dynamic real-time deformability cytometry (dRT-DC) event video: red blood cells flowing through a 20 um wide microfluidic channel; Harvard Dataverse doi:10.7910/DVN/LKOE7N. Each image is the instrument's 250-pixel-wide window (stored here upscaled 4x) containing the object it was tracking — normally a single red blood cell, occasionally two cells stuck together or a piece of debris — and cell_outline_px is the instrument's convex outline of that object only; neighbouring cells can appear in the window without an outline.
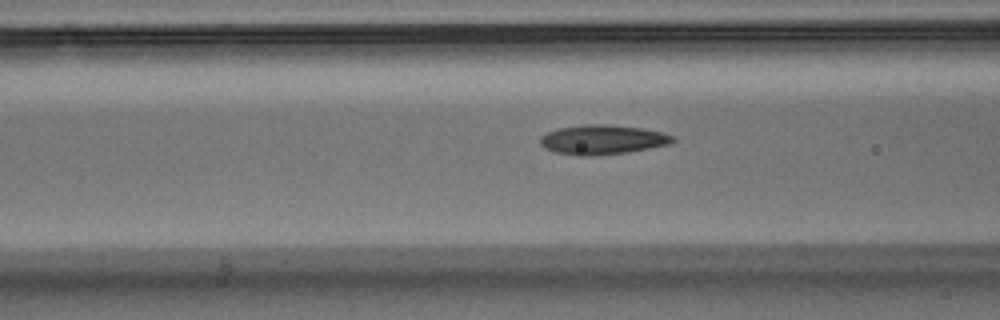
{"species": "Egyptian fruit bat (a non-hibernating species)", "species_latin": "Rousettus aegyptiacus", "temperature_condition": "warm", "stored_images_in_passage": 31, "camera_frame_rate_fps": 3000, "um_per_image_px": 0.085, "animal": {"sex": "male"}, "frame": {"image": 1, "passage_image": 11, "time_ms": 3.333, "image_size_px": [1000, 320], "cell_outline_px": [[676, 140], [672, 144], [628, 152], [596, 156], [576, 156], [556, 152], [544, 148], [540, 144], [540, 136], [548, 132], [560, 128], [584, 124], [608, 124], [640, 128], [664, 132], [676, 136]], "centroid_in_image_um": [51.25, 11.88], "position_along_channel_um": 115.3, "area_um2": 23.12}}
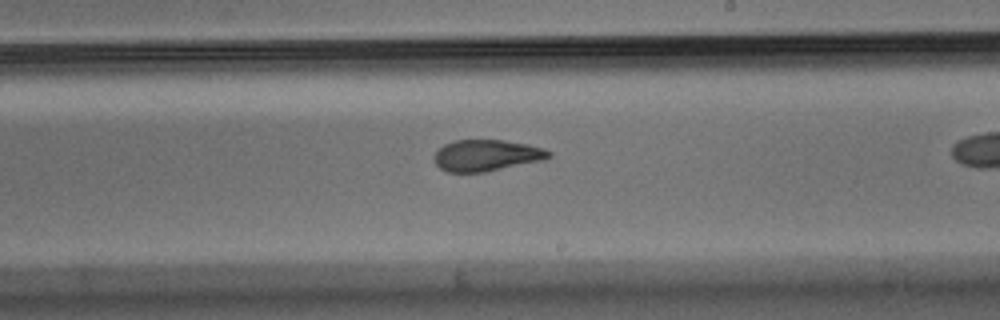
{"frame": {"image": 2, "passage_image": 21, "time_ms": 6.667, "image_size_px": [1000, 320], "cell_outline_px": [[552, 156], [544, 160], [484, 172], [448, 172], [440, 168], [436, 164], [432, 156], [444, 144], [456, 140], [504, 140], [528, 144], [544, 148], [552, 152]], "centroid_in_image_um": [41.37, 13.2], "position_along_channel_um": 247.6, "area_um2": 21.04}}
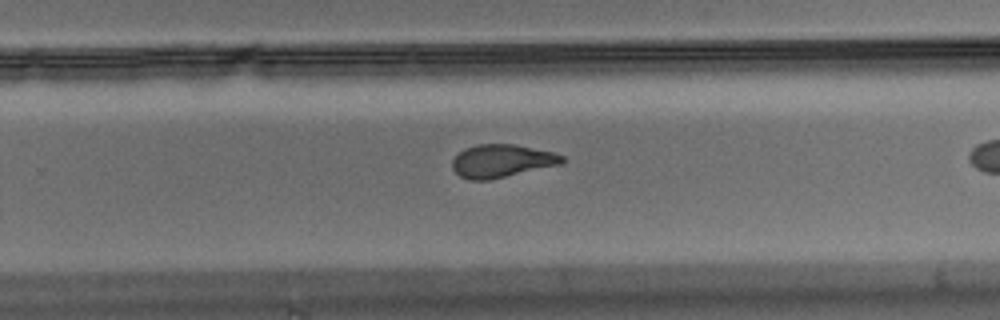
{"frame": {"image": 3, "passage_image": 24, "time_ms": 7.667, "image_size_px": [1000, 320], "cell_outline_px": [[568, 160], [564, 164], [488, 180], [468, 180], [460, 176], [452, 168], [452, 160], [464, 148], [480, 144], [516, 144], [552, 152], [564, 156]], "centroid_in_image_um": [42.69, 13.68], "position_along_channel_um": 287.1, "area_um2": 21.27}}